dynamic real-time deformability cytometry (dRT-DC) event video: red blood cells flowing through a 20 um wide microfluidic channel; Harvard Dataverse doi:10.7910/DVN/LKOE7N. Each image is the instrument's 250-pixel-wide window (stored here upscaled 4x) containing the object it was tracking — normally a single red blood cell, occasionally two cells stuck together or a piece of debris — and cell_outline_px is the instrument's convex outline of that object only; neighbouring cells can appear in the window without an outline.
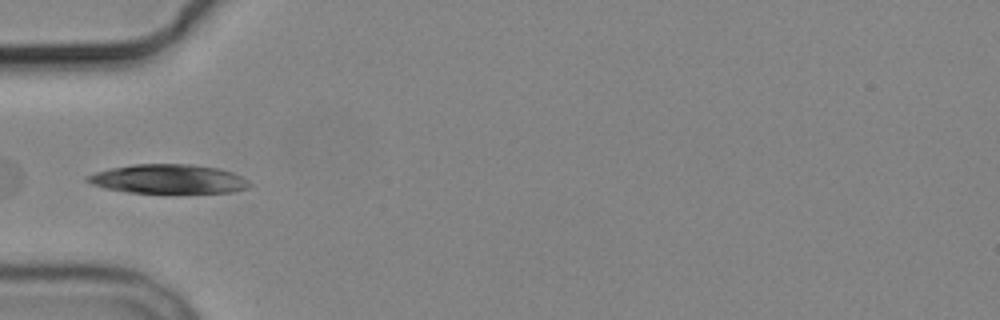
{"species": "common noctule bat (a hibernating species)", "species_latin": "Nyctalus noctula", "temperature_condition": "cold", "stored_images_in_passage": 5, "camera_frame_rate_fps": 3000, "um_per_image_px": 0.085, "animal": {"sex": "male", "body_mass_g": 19.2, "forearm_length_mm": 51.8}, "frame": {"image": 1, "passage_image": 5, "time_ms": 4.667, "image_size_px": [1000, 320], "cell_outline_px": [[252, 184], [248, 188], [232, 192], [128, 192], [104, 188], [92, 184], [84, 180], [84, 176], [96, 172], [112, 168], [132, 164], [192, 164], [216, 168], [232, 172], [248, 180]], "centroid_in_image_um": [14.28, 15.21], "position_along_channel_um": 70.7, "area_um2": 27.34}}